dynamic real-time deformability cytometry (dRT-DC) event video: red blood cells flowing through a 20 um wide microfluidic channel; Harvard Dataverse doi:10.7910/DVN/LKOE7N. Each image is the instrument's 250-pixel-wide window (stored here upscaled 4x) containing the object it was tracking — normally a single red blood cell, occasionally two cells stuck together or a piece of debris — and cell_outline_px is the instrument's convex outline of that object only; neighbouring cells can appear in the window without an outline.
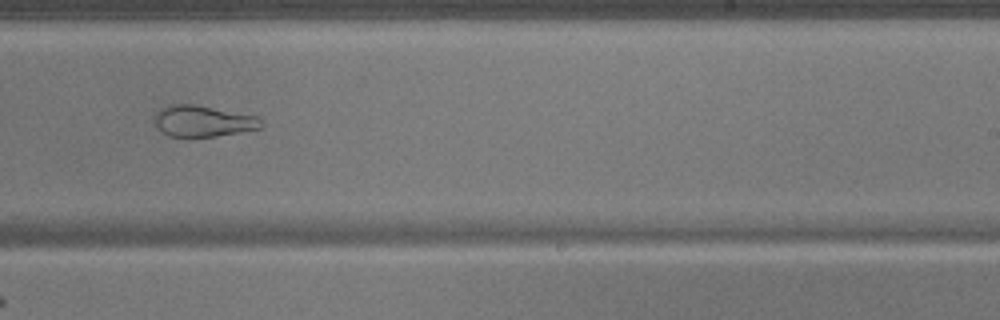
{"species": "common noctule bat (a hibernating species)", "species_latin": "Nyctalus noctula", "temperature_condition": "warm", "stored_images_in_passage": 50, "camera_frame_rate_fps": 3000, "um_per_image_px": 0.085, "animal": {"sex": "male", "body_mass_g": 17.9}, "frame": {"image": 1, "passage_image": 32, "time_ms": 10.333, "image_size_px": [1000, 320], "cell_outline_px": [[264, 124], [260, 128], [216, 136], [168, 136], [152, 120], [152, 116], [160, 108], [168, 104], [196, 104], [256, 116]], "centroid_in_image_um": [17.2, 10.27], "position_along_channel_um": 271.8, "area_um2": 19.31}}
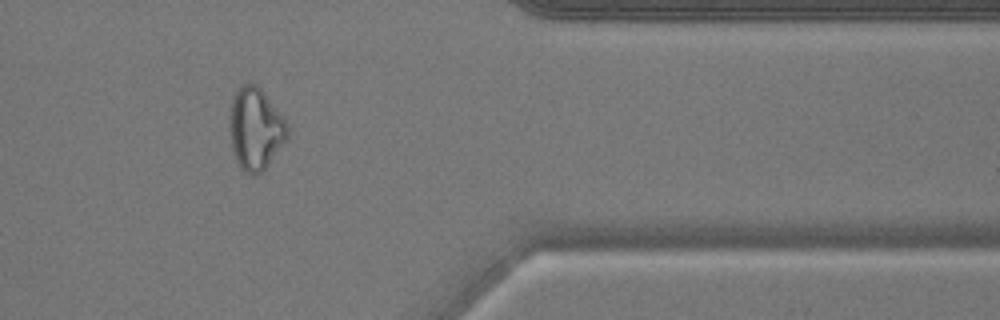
{"frame": {"image": 2, "passage_image": 42, "time_ms": 13.667, "image_size_px": [1000, 320], "cell_outline_px": [[288, 136], [268, 164], [256, 176], [252, 176], [240, 168], [236, 160], [232, 148], [228, 128], [232, 96], [240, 84], [256, 84], [260, 88], [288, 124]], "centroid_in_image_um": [21.67, 10.94], "position_along_channel_um": 389.7, "area_um2": 27.51}}
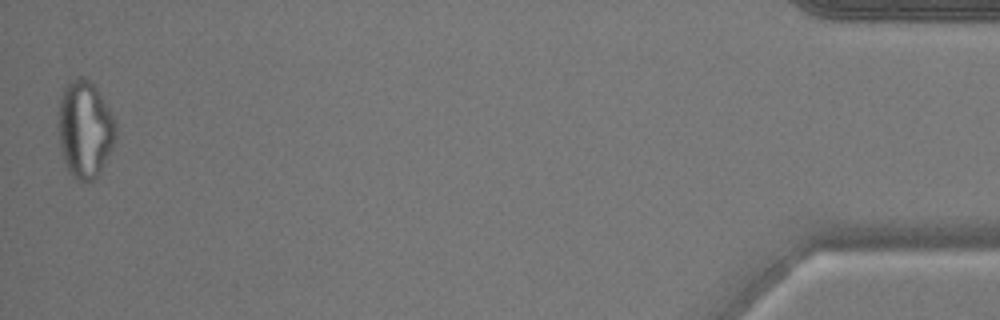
{"frame": {"image": 3, "passage_image": 50, "time_ms": 16.333, "image_size_px": [1000, 320], "cell_outline_px": [[116, 136], [112, 148], [96, 176], [92, 180], [84, 184], [80, 184], [68, 172], [64, 164], [60, 152], [56, 128], [60, 96], [64, 88], [76, 76], [84, 76], [96, 88], [108, 108], [116, 124]], "centroid_in_image_um": [7.15, 11.02], "position_along_channel_um": 428.0, "area_um2": 33.0}}